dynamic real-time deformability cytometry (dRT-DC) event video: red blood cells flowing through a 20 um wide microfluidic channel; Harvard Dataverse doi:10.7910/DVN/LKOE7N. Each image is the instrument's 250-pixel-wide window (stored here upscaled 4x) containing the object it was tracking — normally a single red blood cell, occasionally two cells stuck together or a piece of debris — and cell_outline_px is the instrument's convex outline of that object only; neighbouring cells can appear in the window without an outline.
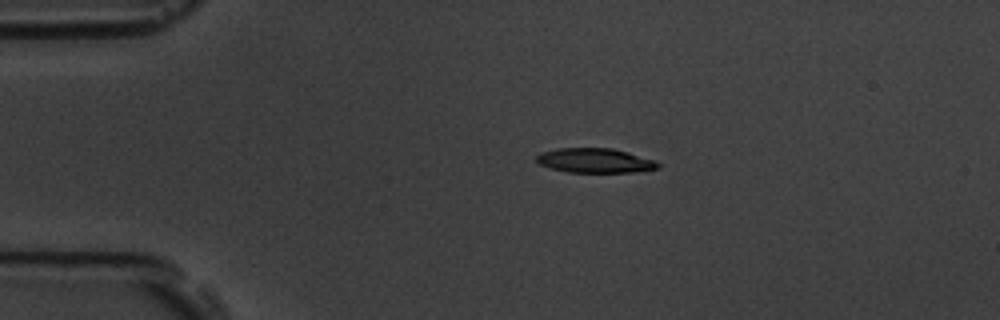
{"species": "common noctule bat (a hibernating species)", "species_latin": "Nyctalus noctula", "temperature_condition": "room temperature", "stored_images_in_passage": 8, "camera_frame_rate_fps": 3000, "um_per_image_px": 0.085, "animal": {"sex": "male", "body_mass_g": 19.5, "forearm_length_mm": 54.6}, "frame": {"image": 1, "passage_image": 1, "time_ms": 0.0, "image_size_px": [1000, 320], "cell_outline_px": [[664, 164], [660, 168], [632, 172], [568, 172], [552, 168], [540, 164], [536, 160], [536, 156], [540, 152], [556, 148], [612, 148], [628, 152], [656, 160]], "centroid_in_image_um": [50.62, 13.64], "position_along_channel_um": 34.4, "area_um2": 17.51}}
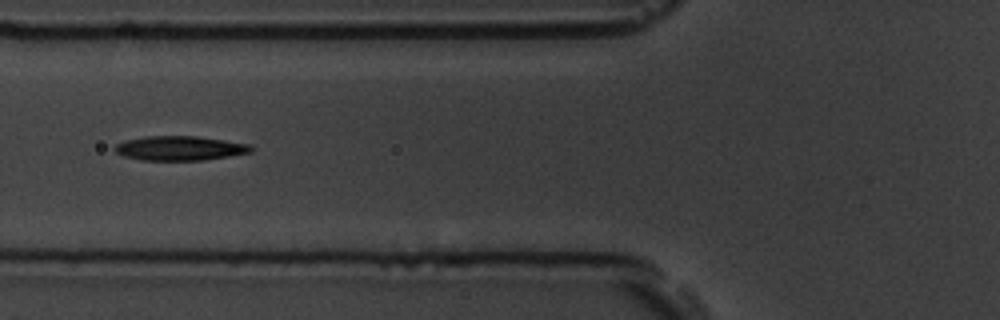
{"frame": {"image": 2, "passage_image": 4, "time_ms": 3.333, "image_size_px": [1000, 320], "cell_outline_px": [[252, 152], [204, 160], [140, 160], [124, 156], [116, 152], [112, 148], [116, 144], [124, 140], [144, 136], [196, 136], [252, 144]], "centroid_in_image_um": [15.26, 12.59], "position_along_channel_um": 110.5, "area_um2": 19.48}}
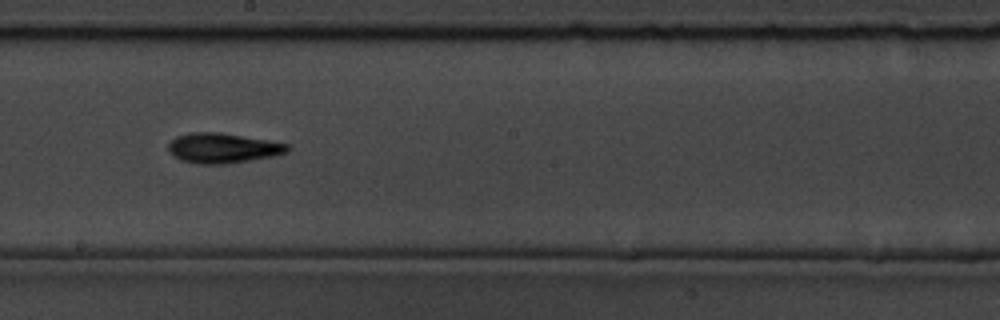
{"frame": {"image": 3, "passage_image": 7, "time_ms": 6.667, "image_size_px": [1000, 320], "cell_outline_px": [[292, 148], [288, 152], [272, 156], [228, 164], [196, 164], [180, 160], [172, 156], [168, 148], [168, 144], [176, 136], [192, 132], [216, 132], [268, 140], [288, 144]], "centroid_in_image_um": [18.92, 12.6], "position_along_channel_um": 229.3, "area_um2": 20.87}}